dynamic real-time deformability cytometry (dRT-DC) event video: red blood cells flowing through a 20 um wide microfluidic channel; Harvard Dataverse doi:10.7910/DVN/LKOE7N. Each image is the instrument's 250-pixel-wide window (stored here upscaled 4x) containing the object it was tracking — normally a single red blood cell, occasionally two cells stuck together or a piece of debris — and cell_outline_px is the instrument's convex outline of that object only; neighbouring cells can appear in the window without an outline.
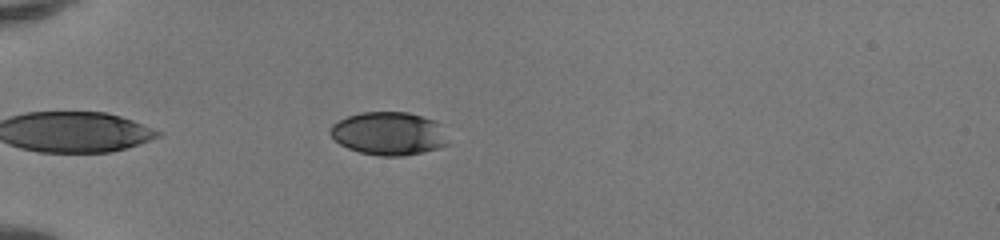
{"species": "human", "species_latin": "Homo sapiens", "temperature_condition": "room temperature", "stored_images_in_passage": 36, "camera_frame_rate_fps": 3000, "um_per_image_px": 0.085, "donor": {"sex": "female"}, "frame": {"image": 1, "passage_image": 1, "time_ms": 0.0, "image_size_px": [1000, 240], "cell_outline_px": [[448, 144], [440, 148], [404, 156], [380, 156], [360, 152], [348, 148], [340, 144], [328, 132], [332, 124], [348, 116], [360, 112], [408, 112], [436, 120], [440, 124]], "centroid_in_image_um": [33.04, 11.35], "position_along_channel_um": 52.0, "area_um2": 29.65}}
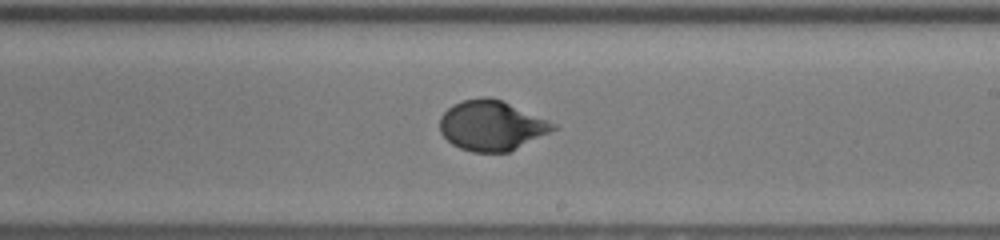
{"frame": {"image": 2, "passage_image": 17, "time_ms": 5.333, "image_size_px": [1000, 240], "cell_outline_px": [[556, 128], [508, 152], [472, 152], [460, 148], [452, 144], [440, 132], [440, 116], [452, 104], [464, 100], [484, 96], [488, 96], [500, 100], [548, 120], [556, 124]], "centroid_in_image_um": [41.72, 10.66], "position_along_channel_um": 247.3, "area_um2": 32.48}}
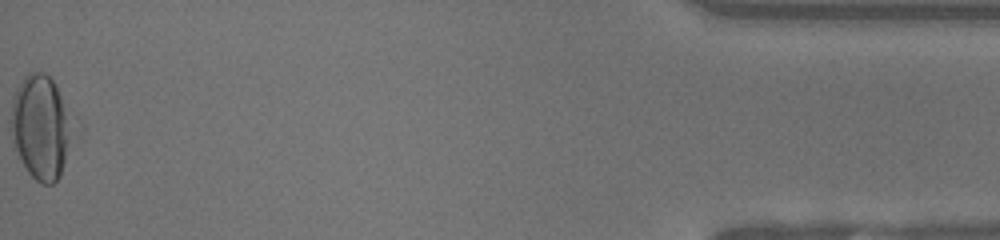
{"frame": {"image": 3, "passage_image": 36, "time_ms": 11.667, "image_size_px": [1000, 240], "cell_outline_px": [[72, 128], [60, 176], [52, 184], [40, 184], [28, 172], [12, 140], [12, 100], [16, 88], [24, 76], [28, 72], [44, 72], [52, 80], [60, 96]], "centroid_in_image_um": [3.42, 10.8], "position_along_channel_um": 431.8, "area_um2": 35.89}, "authors_computed_cell_mechanics": {"area_um2": 32.4258, "velocity_mm_per_s": 4.1614, "shape_relaxation_time_tau1_ms": 4.7766, "shape_relaxation_time_tau2_ms": null, "deformation_change_tau1": 0.1799, "deformation_change_tau2": null}}